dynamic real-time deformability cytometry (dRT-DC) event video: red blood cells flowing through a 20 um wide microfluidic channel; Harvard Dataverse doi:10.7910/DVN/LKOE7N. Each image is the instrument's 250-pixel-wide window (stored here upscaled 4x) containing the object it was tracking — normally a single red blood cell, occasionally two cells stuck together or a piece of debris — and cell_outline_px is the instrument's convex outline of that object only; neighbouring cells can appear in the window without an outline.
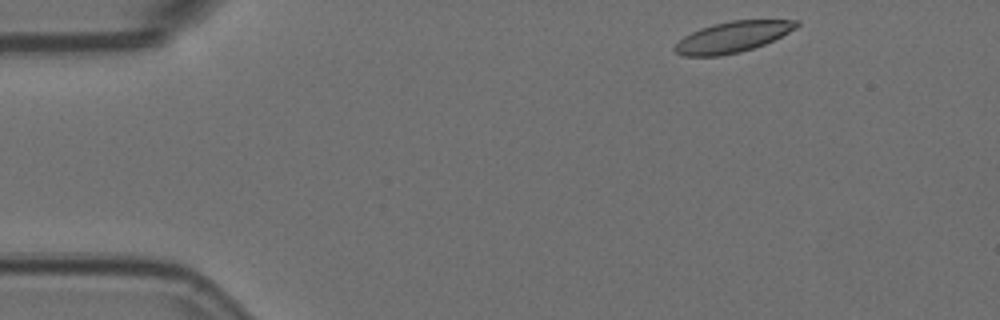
{"species": "Egyptian fruit bat (a non-hibernating species)", "species_latin": "Rousettus aegyptiacus", "temperature_condition": "room temperature", "stored_images_in_passage": 7, "camera_frame_rate_fps": 3000, "um_per_image_px": 0.085, "animal": {"sex": "female"}, "frame": {"image": 1, "passage_image": 1, "time_ms": 0.0, "image_size_px": [1000, 320], "cell_outline_px": [[800, 24], [796, 28], [764, 44], [740, 52], [720, 56], [684, 56], [676, 52], [672, 48], [684, 36], [700, 28], [712, 24], [732, 20], [800, 20]], "centroid_in_image_um": [62.25, 3.14], "position_along_channel_um": 22.7, "area_um2": 21.73}}
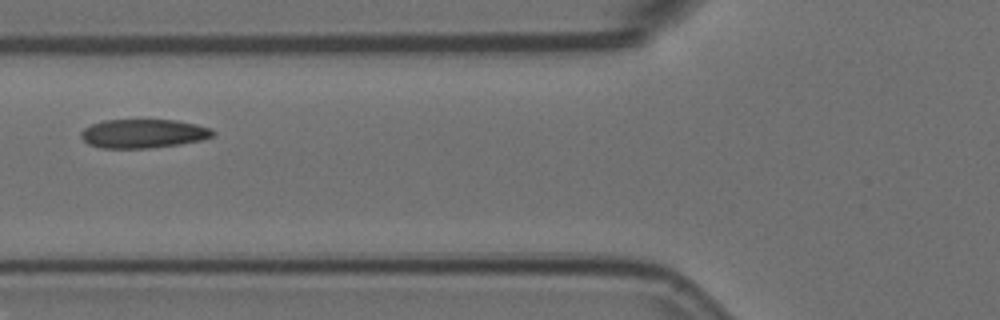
{"frame": {"image": 2, "passage_image": 5, "time_ms": 1.333, "image_size_px": [1000, 320], "cell_outline_px": [[216, 136], [200, 140], [180, 144], [148, 148], [100, 148], [88, 144], [80, 136], [80, 132], [84, 128], [92, 124], [104, 120], [176, 120], [196, 124], [212, 128], [216, 132]], "centroid_in_image_um": [12.2, 11.35], "position_along_channel_um": 113.6, "area_um2": 22.31}}
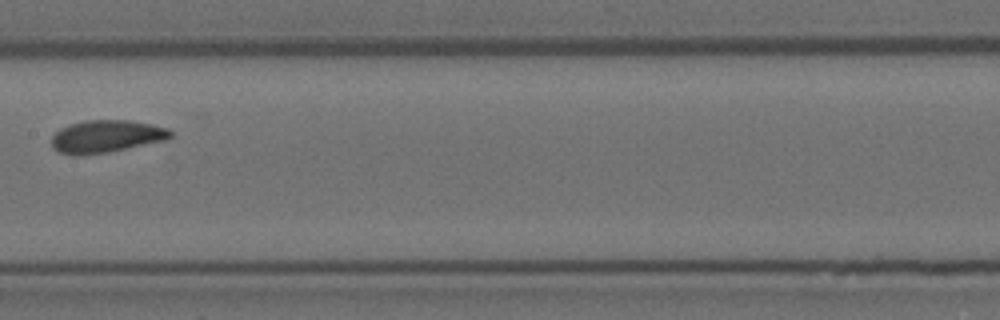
{"frame": {"image": 3, "passage_image": 7, "time_ms": 2.0, "image_size_px": [1000, 320], "cell_outline_px": [[172, 136], [164, 140], [108, 152], [80, 156], [76, 156], [60, 152], [52, 148], [52, 136], [60, 128], [68, 124], [84, 120], [128, 120], [152, 124], [168, 128], [172, 132]], "centroid_in_image_um": [8.99, 11.59], "position_along_channel_um": 198.4, "area_um2": 22.54}}